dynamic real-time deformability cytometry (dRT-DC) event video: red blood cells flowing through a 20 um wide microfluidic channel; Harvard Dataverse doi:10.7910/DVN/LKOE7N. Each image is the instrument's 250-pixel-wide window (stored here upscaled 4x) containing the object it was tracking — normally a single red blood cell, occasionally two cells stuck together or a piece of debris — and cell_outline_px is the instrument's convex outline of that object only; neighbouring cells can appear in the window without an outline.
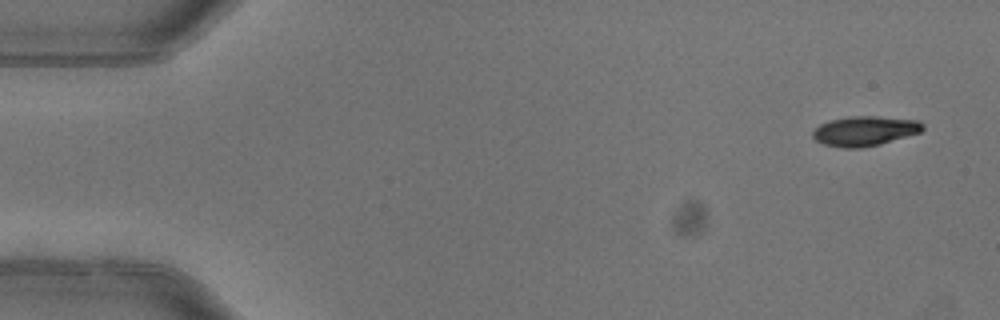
{"species": "common noctule bat (a hibernating species)", "species_latin": "Nyctalus noctula", "temperature_condition": "warm", "stored_images_in_passage": 4, "camera_frame_rate_fps": 3000, "um_per_image_px": 0.085, "animal": {"sex": "female"}, "frame": {"image": 1, "passage_image": 1, "time_ms": 0.0, "image_size_px": [1000, 320], "cell_outline_px": [[924, 128], [920, 132], [880, 144], [860, 148], [840, 148], [824, 144], [816, 140], [812, 136], [812, 132], [820, 124], [832, 120], [848, 116], [876, 116], [920, 120], [924, 124]], "centroid_in_image_um": [73.51, 11.13], "position_along_channel_um": 11.5, "area_um2": 19.07}}
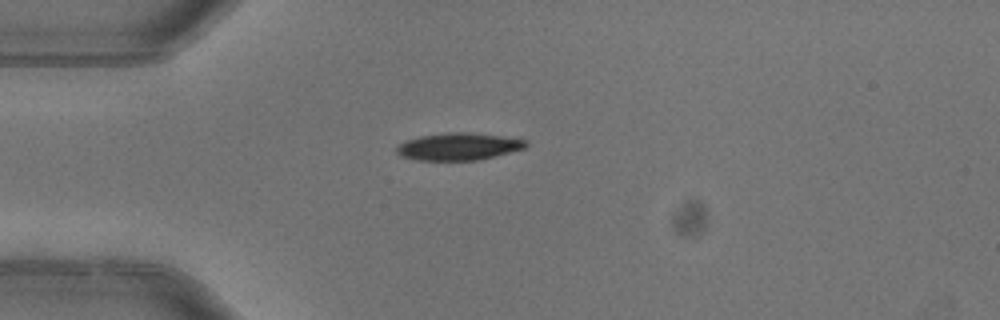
{"frame": {"image": 2, "passage_image": 4, "time_ms": 1.0, "image_size_px": [1000, 320], "cell_outline_px": [[528, 144], [524, 148], [476, 160], [416, 160], [400, 156], [396, 152], [396, 148], [404, 140], [420, 136], [448, 132], [468, 132], [500, 136], [528, 140]], "centroid_in_image_um": [38.92, 12.45], "position_along_channel_um": 46.1, "area_um2": 20.35}}